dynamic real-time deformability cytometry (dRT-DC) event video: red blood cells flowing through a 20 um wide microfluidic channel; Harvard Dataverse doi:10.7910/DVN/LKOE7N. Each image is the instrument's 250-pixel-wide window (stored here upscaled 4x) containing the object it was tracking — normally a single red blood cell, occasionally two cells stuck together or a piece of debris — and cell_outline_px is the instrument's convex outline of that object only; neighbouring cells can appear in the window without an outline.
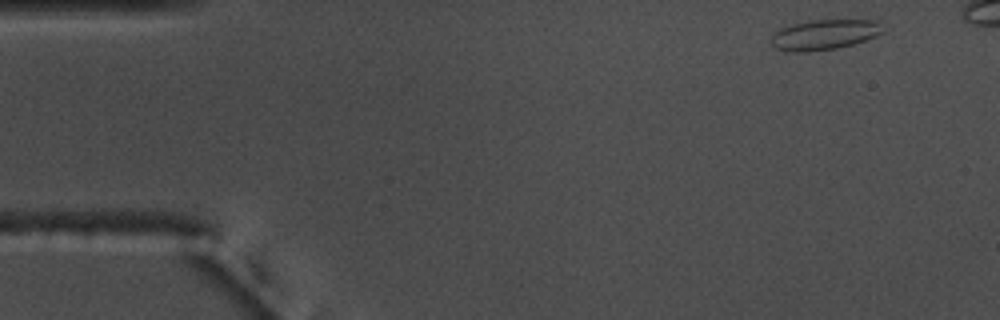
{"species": "common noctule bat (a hibernating species)", "species_latin": "Nyctalus noctula", "temperature_condition": "warm", "stored_images_in_passage": 46, "camera_frame_rate_fps": 3000, "um_per_image_px": 0.085, "animal": {"sex": "male", "body_mass_g": 17.5, "forearm_length_mm": 52.3}, "frame": {"image": 1, "passage_image": 1, "time_ms": 0.0, "image_size_px": [1000, 320], "cell_outline_px": [[884, 32], [876, 36], [852, 44], [836, 48], [808, 52], [792, 52], [776, 48], [768, 40], [780, 28], [792, 24], [812, 20], [876, 20]], "centroid_in_image_um": [70.03, 2.95], "position_along_channel_um": 15.0, "area_um2": 19.54}}
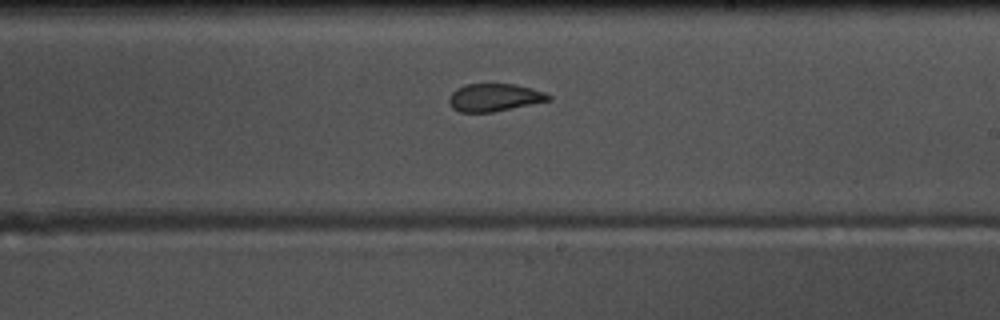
{"frame": {"image": 2, "passage_image": 28, "time_ms": 9.0, "image_size_px": [1000, 320], "cell_outline_px": [[552, 100], [492, 112], [460, 112], [452, 108], [448, 100], [452, 92], [456, 88], [464, 84], [516, 84], [532, 88], [544, 92], [552, 96]], "centroid_in_image_um": [42.02, 8.28], "position_along_channel_um": 247.0, "area_um2": 16.13}}
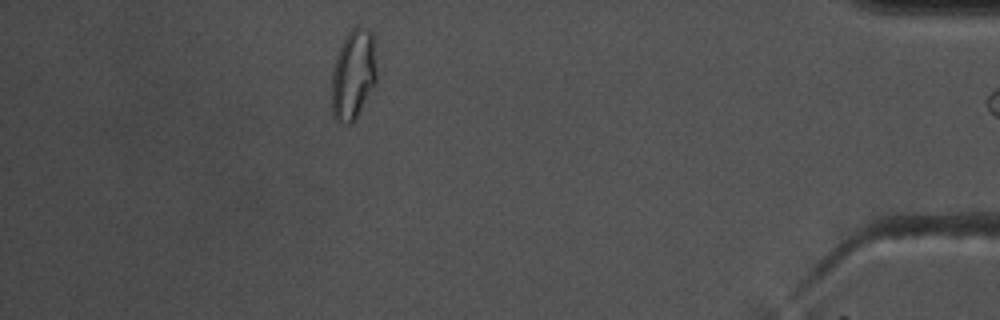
{"frame": {"image": 3, "passage_image": 45, "time_ms": 14.667, "image_size_px": [1000, 320], "cell_outline_px": [[376, 84], [356, 120], [352, 124], [348, 124], [336, 116], [332, 112], [332, 72], [336, 52], [340, 44], [348, 32], [352, 28], [360, 28], [372, 32], [376, 68]], "centroid_in_image_um": [30.03, 6.35], "position_along_channel_um": 405.2, "area_um2": 23.64}}